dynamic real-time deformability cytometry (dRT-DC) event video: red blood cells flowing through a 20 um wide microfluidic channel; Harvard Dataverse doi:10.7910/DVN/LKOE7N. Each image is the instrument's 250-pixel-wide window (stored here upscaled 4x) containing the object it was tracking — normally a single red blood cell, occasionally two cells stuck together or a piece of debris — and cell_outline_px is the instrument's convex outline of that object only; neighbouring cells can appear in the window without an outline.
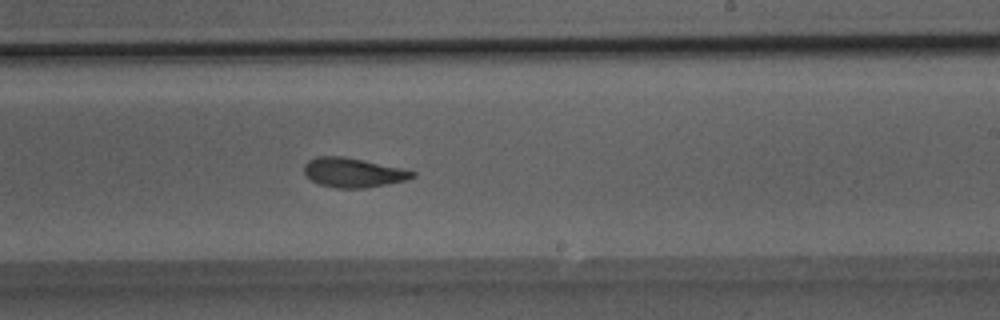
{"species": "Egyptian fruit bat (a non-hibernating species)", "species_latin": "Rousettus aegyptiacus", "temperature_condition": "room temperature", "stored_images_in_passage": 31, "camera_frame_rate_fps": 3000, "um_per_image_px": 0.085, "animal": {"sex": "male"}, "frame": {"image": 1, "passage_image": 15, "time_ms": 4.667, "image_size_px": [1000, 320], "cell_outline_px": [[416, 176], [408, 180], [364, 188], [336, 188], [320, 184], [304, 176], [304, 164], [308, 160], [316, 156], [344, 156], [364, 160], [400, 168], [416, 172]], "centroid_in_image_um": [29.99, 14.66], "position_along_channel_um": 259.0, "area_um2": 18.61}}
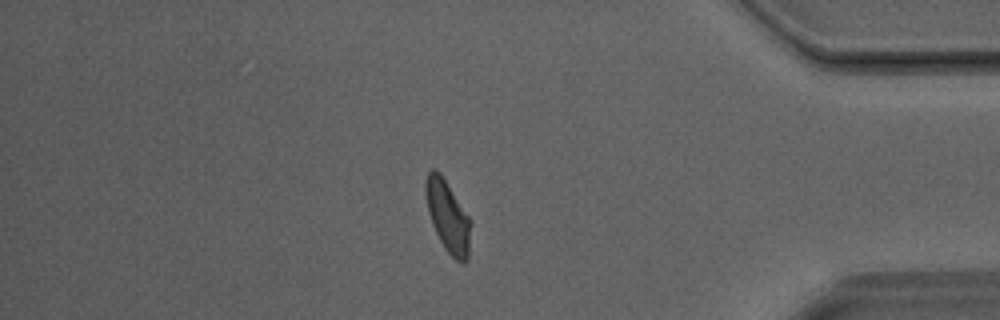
{"frame": {"image": 2, "passage_image": 25, "time_ms": 8.0, "image_size_px": [1000, 320], "cell_outline_px": [[472, 220], [468, 260], [464, 264], [460, 264], [444, 248], [432, 224], [428, 212], [424, 192], [424, 180], [428, 172], [432, 168], [436, 168], [440, 172]], "centroid_in_image_um": [38.07, 18.38], "position_along_channel_um": 397.1, "area_um2": 19.25}}
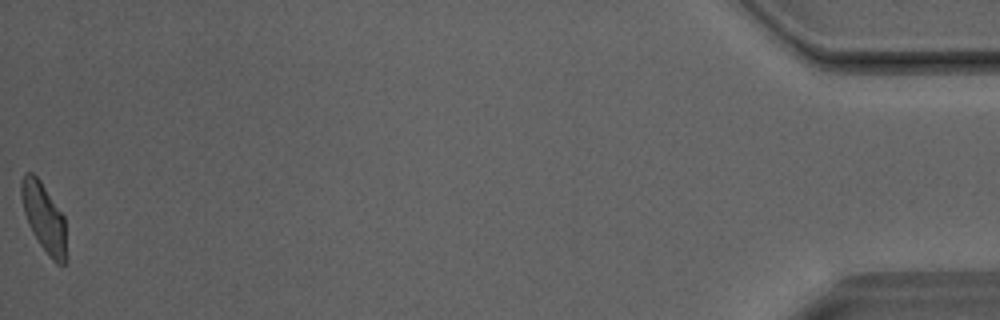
{"frame": {"image": 3, "passage_image": 31, "time_ms": 10.0, "image_size_px": [1000, 320], "cell_outline_px": [[68, 260], [64, 264], [56, 264], [48, 256], [32, 232], [28, 224], [24, 212], [20, 196], [20, 180], [24, 172], [32, 172], [40, 180], [64, 216]], "centroid_in_image_um": [3.74, 18.52], "position_along_channel_um": 431.5, "area_um2": 18.44}}